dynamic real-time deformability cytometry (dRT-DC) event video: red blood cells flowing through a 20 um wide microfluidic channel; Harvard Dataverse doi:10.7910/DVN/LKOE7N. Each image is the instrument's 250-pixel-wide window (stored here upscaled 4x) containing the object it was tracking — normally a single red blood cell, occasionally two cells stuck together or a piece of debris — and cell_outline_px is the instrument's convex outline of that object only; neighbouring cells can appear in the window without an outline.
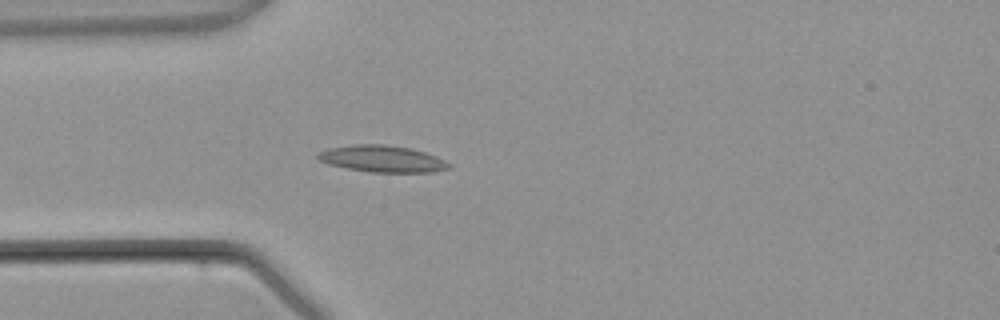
{"species": "common noctule bat (a hibernating species)", "species_latin": "Nyctalus noctula", "temperature_condition": "warm", "stored_images_in_passage": 2, "camera_frame_rate_fps": 3000, "um_per_image_px": 0.085, "animal": {"sex": "male", "body_mass_g": 21.5, "forearm_length_mm": 52.0}, "frame": {"image": 1, "passage_image": 2, "time_ms": 1.333, "image_size_px": [1000, 320], "cell_outline_px": [[448, 168], [432, 172], [368, 172], [328, 164], [320, 160], [316, 156], [316, 152], [328, 148], [356, 144], [384, 144], [412, 148], [436, 156], [444, 160], [448, 164]], "centroid_in_image_um": [32.44, 13.49], "position_along_channel_um": 52.6, "area_um2": 20.29}}